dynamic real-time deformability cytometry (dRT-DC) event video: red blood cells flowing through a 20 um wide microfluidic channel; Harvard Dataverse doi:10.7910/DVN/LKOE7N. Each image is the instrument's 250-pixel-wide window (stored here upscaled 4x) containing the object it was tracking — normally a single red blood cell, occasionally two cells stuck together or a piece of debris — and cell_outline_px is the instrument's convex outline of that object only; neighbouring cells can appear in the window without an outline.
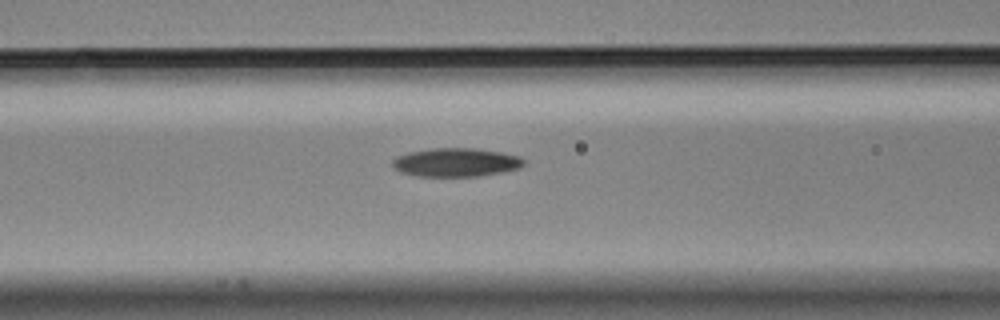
{"species": "Egyptian fruit bat (a non-hibernating species)", "species_latin": "Rousettus aegyptiacus", "temperature_condition": "cold", "stored_images_in_passage": 6, "camera_frame_rate_fps": 3000, "um_per_image_px": 0.085, "animal": {"sex": "male"}, "frame": {"image": 1, "passage_image": 6, "time_ms": 1.667, "image_size_px": [1000, 320], "cell_outline_px": [[524, 164], [520, 168], [504, 172], [476, 176], [416, 176], [400, 172], [392, 164], [392, 160], [396, 156], [408, 152], [432, 148], [476, 148], [500, 152], [520, 156], [524, 160]], "centroid_in_image_um": [38.76, 13.79], "position_along_channel_um": 127.8, "area_um2": 21.96}}